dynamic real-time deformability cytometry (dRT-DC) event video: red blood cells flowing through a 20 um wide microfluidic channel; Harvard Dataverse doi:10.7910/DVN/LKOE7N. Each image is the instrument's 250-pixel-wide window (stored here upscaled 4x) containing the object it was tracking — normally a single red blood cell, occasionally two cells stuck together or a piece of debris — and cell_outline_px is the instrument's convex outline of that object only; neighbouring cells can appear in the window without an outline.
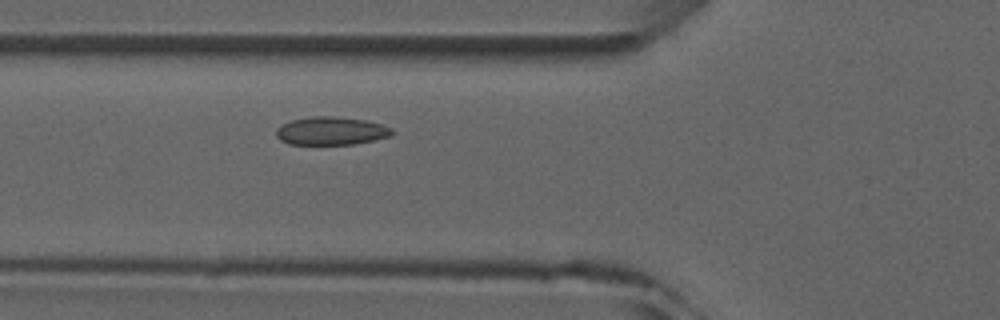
{"species": "common noctule bat (a hibernating species)", "species_latin": "Nyctalus noctula", "temperature_condition": "room temperature", "stored_images_in_passage": 2, "camera_frame_rate_fps": 3000, "um_per_image_px": 0.085, "animal": {"sex": "male", "forearm_length_mm": 52.5}, "frame": {"image": 1, "passage_image": 2, "time_ms": 1.0, "image_size_px": [1000, 320], "cell_outline_px": [[392, 136], [352, 144], [288, 144], [280, 140], [276, 136], [276, 128], [292, 120], [312, 116], [332, 116], [364, 120], [384, 124], [392, 128]], "centroid_in_image_um": [28.15, 11.12], "position_along_channel_um": 97.7, "area_um2": 18.9}}